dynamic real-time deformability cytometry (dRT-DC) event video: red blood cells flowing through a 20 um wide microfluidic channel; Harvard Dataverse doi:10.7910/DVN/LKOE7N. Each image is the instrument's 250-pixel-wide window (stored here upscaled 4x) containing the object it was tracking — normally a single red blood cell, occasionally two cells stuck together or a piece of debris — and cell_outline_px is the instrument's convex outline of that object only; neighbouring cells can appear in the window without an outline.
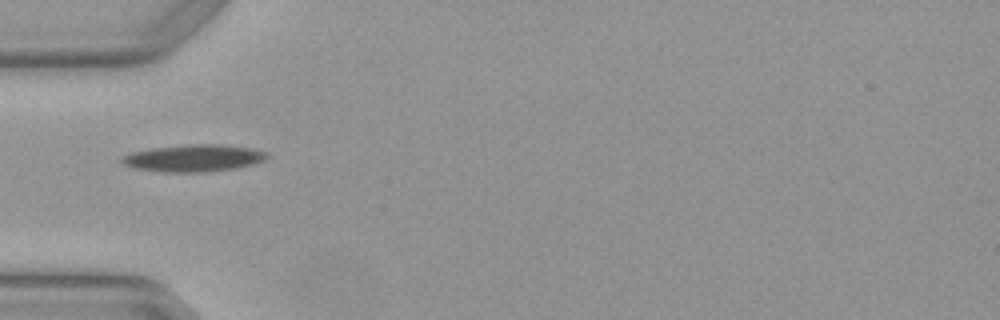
{"species": "Egyptian fruit bat (a non-hibernating species)", "species_latin": "Rousettus aegyptiacus", "temperature_condition": "warm", "stored_images_in_passage": 1, "camera_frame_rate_fps": 3000, "um_per_image_px": 0.085, "animal": {"sex": "female"}, "frame": {"image": 1, "passage_image": 1, "time_ms": 0.0, "image_size_px": [1000, 320], "cell_outline_px": [[268, 156], [264, 160], [252, 164], [232, 168], [208, 172], [164, 172], [132, 168], [124, 164], [120, 160], [120, 156], [128, 152], [152, 148], [188, 144], [220, 144], [252, 148], [264, 152]], "centroid_in_image_um": [16.37, 13.43], "position_along_channel_um": 68.6, "area_um2": 22.95}}